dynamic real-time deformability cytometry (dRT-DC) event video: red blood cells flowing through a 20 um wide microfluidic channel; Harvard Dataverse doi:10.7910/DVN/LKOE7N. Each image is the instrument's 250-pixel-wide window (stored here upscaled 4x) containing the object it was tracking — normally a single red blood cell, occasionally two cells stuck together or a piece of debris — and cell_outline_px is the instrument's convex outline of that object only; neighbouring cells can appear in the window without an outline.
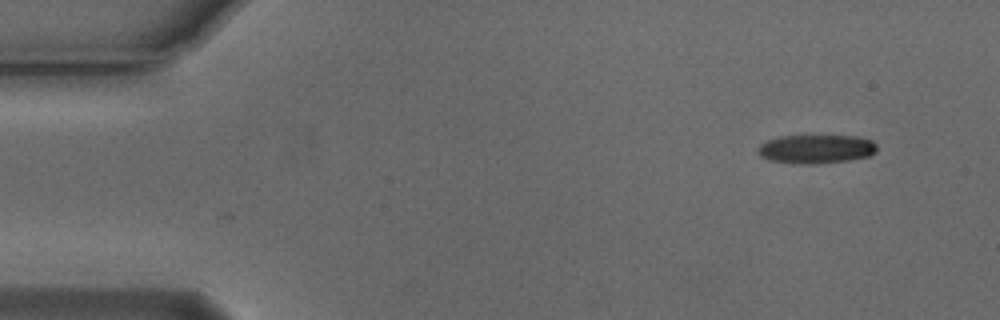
{"species": "Egyptian fruit bat (a non-hibernating species)", "species_latin": "Rousettus aegyptiacus", "temperature_condition": "cold", "stored_images_in_passage": 2, "camera_frame_rate_fps": 3000, "um_per_image_px": 0.085, "animal": {"sex": "male"}, "frame": {"image": 1, "passage_image": 2, "time_ms": 0.333, "image_size_px": [1000, 320], "cell_outline_px": [[876, 152], [868, 156], [848, 160], [812, 164], [792, 164], [768, 160], [760, 156], [756, 152], [756, 148], [760, 144], [768, 140], [780, 136], [856, 136], [872, 140], [876, 144]], "centroid_in_image_um": [69.32, 12.67], "position_along_channel_um": 15.7, "area_um2": 20.11}}